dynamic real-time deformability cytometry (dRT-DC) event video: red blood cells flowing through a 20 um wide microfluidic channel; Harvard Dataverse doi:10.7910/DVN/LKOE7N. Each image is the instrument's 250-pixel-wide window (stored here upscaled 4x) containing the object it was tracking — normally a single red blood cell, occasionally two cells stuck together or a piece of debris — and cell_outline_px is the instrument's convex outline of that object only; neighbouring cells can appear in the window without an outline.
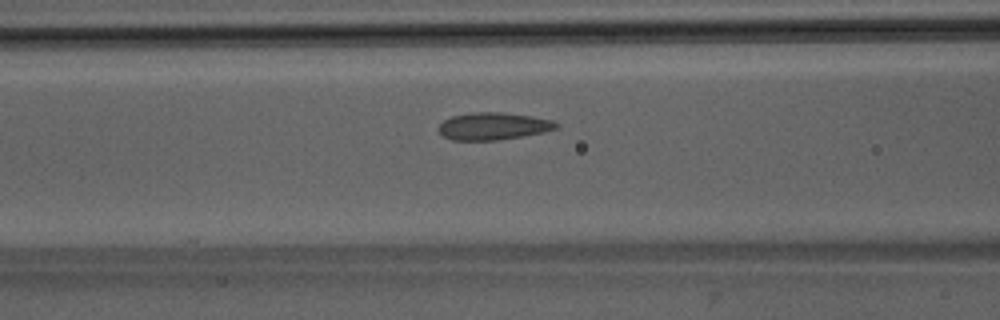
{"species": "Egyptian fruit bat (a non-hibernating species)", "species_latin": "Rousettus aegyptiacus", "temperature_condition": "room temperature", "stored_images_in_passage": 31, "camera_frame_rate_fps": 3000, "um_per_image_px": 0.085, "animal": {"sex": "male"}, "frame": {"image": 1, "passage_image": 5, "time_ms": 1.333, "image_size_px": [1000, 320], "cell_outline_px": [[560, 124], [556, 128], [544, 132], [524, 136], [496, 140], [452, 140], [444, 136], [436, 128], [444, 120], [452, 116], [472, 112], [500, 112], [532, 116], [552, 120]], "centroid_in_image_um": [41.92, 10.72], "position_along_channel_um": 124.7, "area_um2": 18.73}}
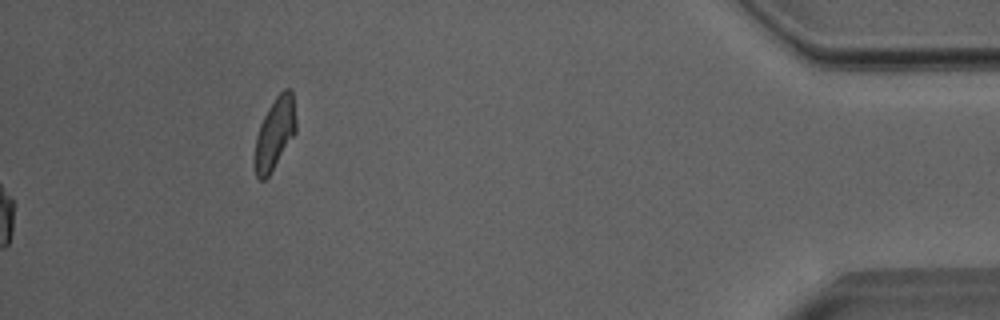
{"frame": {"image": 2, "passage_image": 31, "time_ms": 10.0, "image_size_px": [1000, 320], "cell_outline_px": [[296, 132], [268, 176], [264, 180], [260, 180], [256, 176], [252, 164], [252, 160], [256, 136], [260, 124], [268, 108], [276, 96], [284, 88], [288, 88], [292, 92], [296, 120]], "centroid_in_image_um": [23.31, 11.37], "position_along_channel_um": 411.9, "area_um2": 17.4}, "authors_computed_cell_mechanics": {"area_um2": 18.5538, "velocity_mm_per_s": 3.9987, "shape_relaxation_time_tau1_ms": 10.9125, "shape_relaxation_time_tau2_ms": 1.406, "deformation_change_tau1": 0.1826, "deformation_change_tau2": 0.0603}}